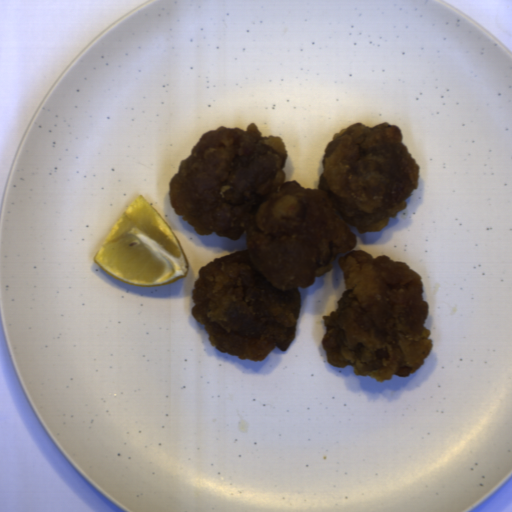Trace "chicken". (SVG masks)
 I'll return each mask as SVG.
<instances>
[{
	"label": "chicken",
	"mask_w": 512,
	"mask_h": 512,
	"mask_svg": "<svg viewBox=\"0 0 512 512\" xmlns=\"http://www.w3.org/2000/svg\"><path fill=\"white\" fill-rule=\"evenodd\" d=\"M287 146L219 125L203 132L181 159L168 188L176 216L201 236L239 240L247 250L214 258L197 269L192 318L210 346L241 361L260 362L296 340L299 289L333 269L346 290L321 316L320 347L327 364L380 383L410 377L434 341L424 326L430 304L421 275L406 262L355 249L357 234L378 233L406 210L420 167L399 125L355 122L332 134L321 156L317 188L286 180ZM347 252V253H346ZM346 253L343 256L339 254Z\"/></svg>",
	"instance_id": "ae283196"
}]
</instances>
